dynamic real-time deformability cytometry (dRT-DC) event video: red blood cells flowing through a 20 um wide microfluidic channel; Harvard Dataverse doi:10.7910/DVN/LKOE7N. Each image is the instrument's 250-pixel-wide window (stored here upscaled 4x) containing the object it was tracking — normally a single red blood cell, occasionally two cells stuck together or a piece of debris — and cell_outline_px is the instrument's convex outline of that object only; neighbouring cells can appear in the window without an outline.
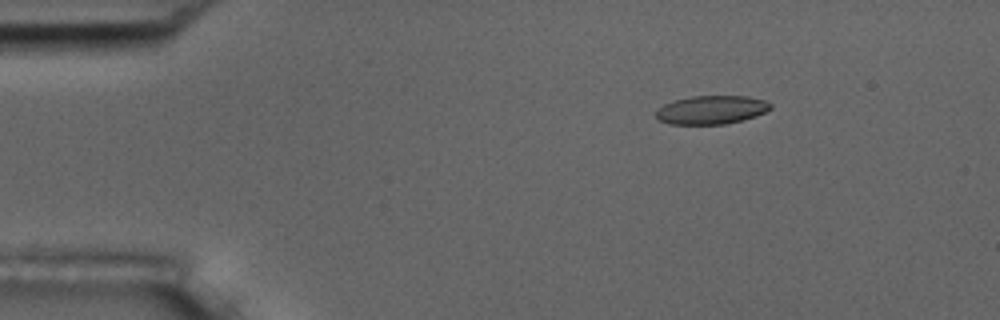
{"species": "common noctule bat (a hibernating species)", "species_latin": "Nyctalus noctula", "temperature_condition": "room temperature", "stored_images_in_passage": 5, "camera_frame_rate_fps": 3000, "um_per_image_px": 0.085, "animal": {"sex": "male", "body_mass_g": 17.5, "forearm_length_mm": 52.3}, "frame": {"image": 1, "passage_image": 2, "time_ms": 2.0, "image_size_px": [1000, 320], "cell_outline_px": [[772, 108], [756, 116], [724, 124], [668, 124], [656, 120], [656, 108], [672, 100], [692, 96], [748, 96], [764, 100], [772, 104]], "centroid_in_image_um": [60.42, 9.33], "position_along_channel_um": 24.6, "area_um2": 19.19}}
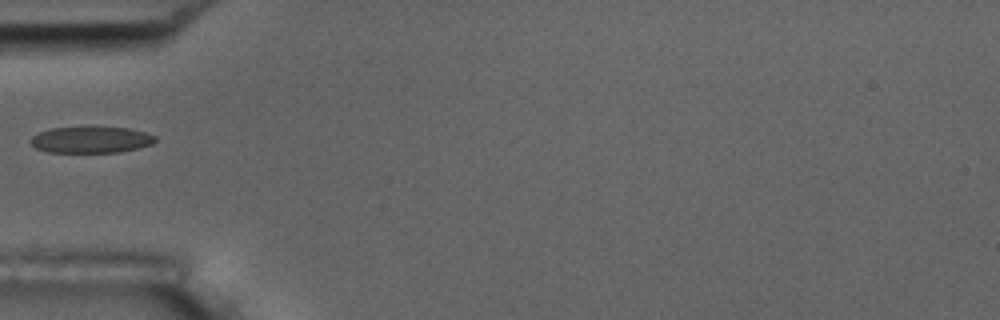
{"frame": {"image": 2, "passage_image": 5, "time_ms": 5.333, "image_size_px": [1000, 320], "cell_outline_px": [[156, 140], [152, 144], [140, 148], [120, 152], [48, 152], [36, 148], [28, 140], [32, 136], [48, 128], [84, 124], [88, 124], [128, 128], [144, 132], [156, 136]], "centroid_in_image_um": [7.71, 11.82], "position_along_channel_um": 77.3, "area_um2": 20.17}}